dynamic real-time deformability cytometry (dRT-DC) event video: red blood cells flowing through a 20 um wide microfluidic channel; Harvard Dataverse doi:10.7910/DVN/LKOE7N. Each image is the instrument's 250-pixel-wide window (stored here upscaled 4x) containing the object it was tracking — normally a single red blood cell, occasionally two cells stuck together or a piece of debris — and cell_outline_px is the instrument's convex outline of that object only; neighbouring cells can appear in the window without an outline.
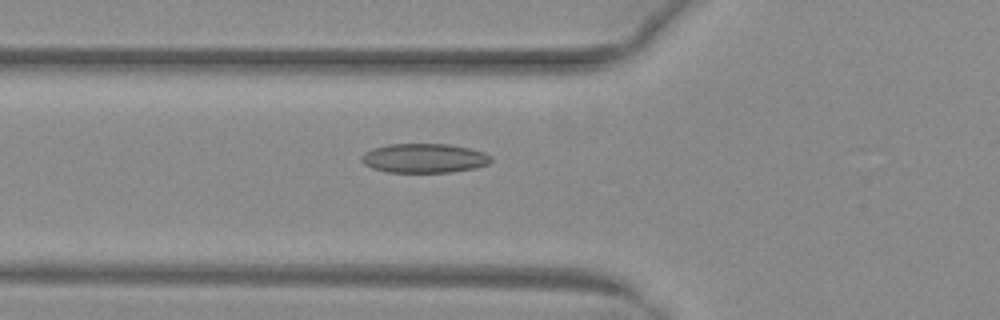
{"species": "common noctule bat (a hibernating species)", "species_latin": "Nyctalus noctula", "temperature_condition": "warm", "stored_images_in_passage": 53, "camera_frame_rate_fps": 3000, "um_per_image_px": 0.085, "animal": {"sex": "female", "body_mass_g": 29.2, "forearm_length_mm": 56.3}, "frame": {"image": 1, "passage_image": 20, "time_ms": 6.333, "image_size_px": [1000, 320], "cell_outline_px": [[492, 160], [488, 164], [476, 168], [448, 172], [388, 172], [372, 168], [364, 164], [360, 160], [360, 156], [364, 152], [372, 148], [388, 144], [448, 144], [468, 148], [484, 152], [492, 156]], "centroid_in_image_um": [36.03, 13.44], "position_along_channel_um": 89.8, "area_um2": 22.2}}
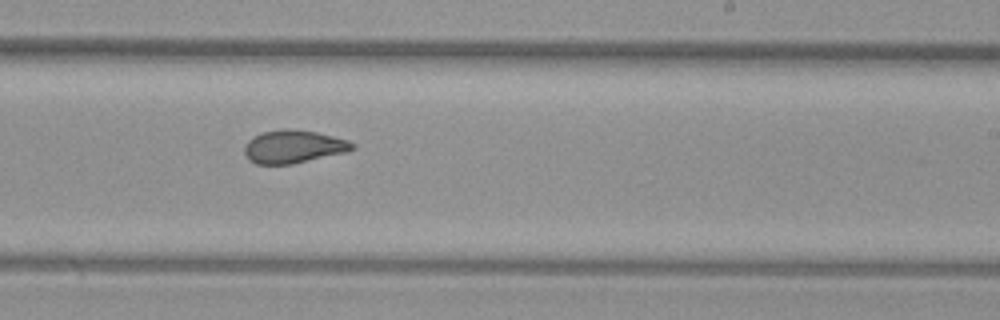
{"frame": {"image": 2, "passage_image": 33, "time_ms": 10.667, "image_size_px": [1000, 320], "cell_outline_px": [[356, 148], [348, 152], [292, 164], [256, 164], [248, 160], [244, 152], [244, 148], [248, 140], [252, 136], [260, 132], [288, 128], [316, 132], [348, 140], [356, 144]], "centroid_in_image_um": [24.95, 12.46], "position_along_channel_um": 264.1, "area_um2": 20.98}}
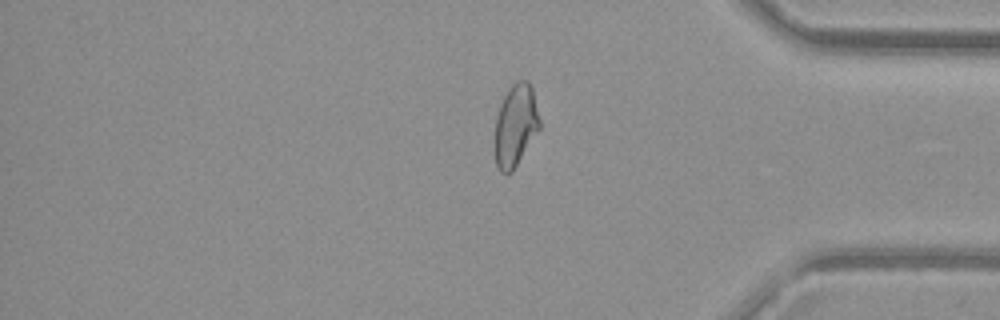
{"frame": {"image": 3, "passage_image": 44, "time_ms": 14.333, "image_size_px": [1000, 320], "cell_outline_px": [[540, 128], [512, 172], [500, 172], [496, 168], [492, 148], [492, 140], [496, 116], [500, 104], [508, 88], [516, 80], [528, 80], [532, 88], [540, 120]], "centroid_in_image_um": [43.76, 10.68], "position_along_channel_um": 391.4, "area_um2": 22.08}, "authors_computed_cell_mechanics": {"area_um2": 21.964, "velocity_mm_per_s": 4.0163, "shape_relaxation_time_tau1_ms": 8.9989, "shape_relaxation_time_tau2_ms": 1.8264, "deformation_change_tau1": 0.2184, "deformation_change_tau2": 0.0806}}